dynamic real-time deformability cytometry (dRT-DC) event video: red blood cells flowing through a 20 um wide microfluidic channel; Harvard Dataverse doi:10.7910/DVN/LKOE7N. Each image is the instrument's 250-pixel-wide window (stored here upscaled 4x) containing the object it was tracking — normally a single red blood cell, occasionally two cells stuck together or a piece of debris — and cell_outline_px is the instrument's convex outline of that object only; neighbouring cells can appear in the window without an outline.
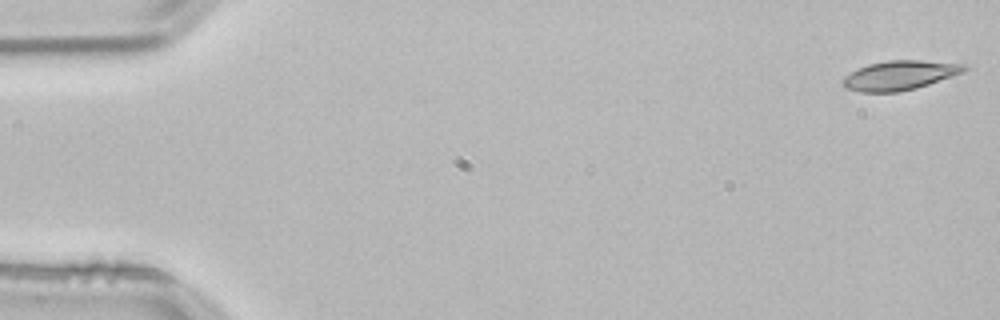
{"species": "common noctule bat (a hibernating species)", "species_latin": "Nyctalus noctula", "temperature_condition": "room temperature", "stored_images_in_passage": 53, "camera_frame_rate_fps": 3000, "um_per_image_px": 0.085, "animal": {"sex": "male", "body_mass_g": 21.5, "forearm_length_mm": 52.0}, "frame": {"image": 1, "passage_image": 1, "time_ms": 0.0, "image_size_px": [1000, 320], "cell_outline_px": [[968, 68], [964, 72], [916, 88], [900, 92], [860, 92], [844, 88], [840, 84], [840, 80], [844, 76], [868, 64], [888, 60], [920, 60], [968, 64]], "centroid_in_image_um": [76.46, 6.4], "position_along_channel_um": 8.5, "area_um2": 20.92}}
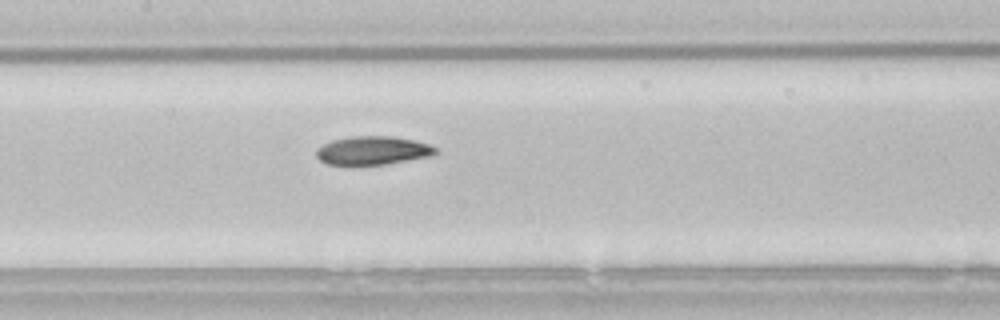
{"frame": {"image": 2, "passage_image": 25, "time_ms": 8.0, "image_size_px": [1000, 320], "cell_outline_px": [[440, 152], [432, 156], [384, 164], [328, 164], [320, 160], [316, 156], [316, 148], [332, 140], [352, 136], [392, 136], [416, 140], [440, 148]], "centroid_in_image_um": [31.75, 12.78], "position_along_channel_um": 175.7, "area_um2": 19.88}}
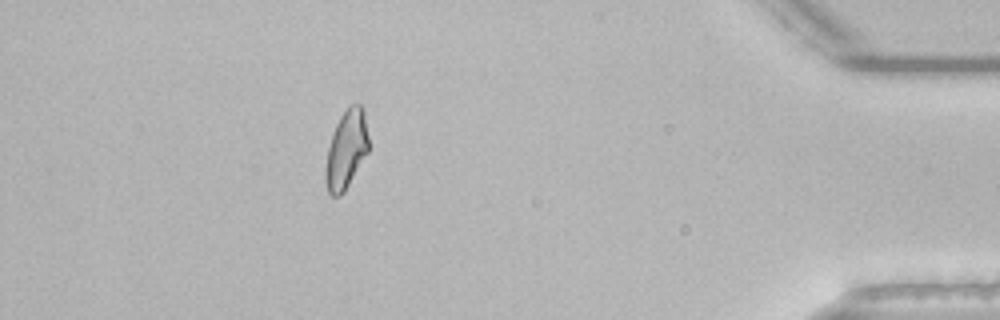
{"frame": {"image": 3, "passage_image": 47, "time_ms": 15.333, "image_size_px": [1000, 320], "cell_outline_px": [[368, 152], [344, 192], [340, 196], [332, 196], [328, 192], [328, 148], [332, 132], [340, 116], [348, 104], [360, 104], [364, 108], [368, 136]], "centroid_in_image_um": [29.49, 12.62], "position_along_channel_um": 405.7, "area_um2": 19.19}, "authors_computed_cell_mechanics": {"area_um2": 20.1144, "velocity_mm_per_s": 3.8399, "shape_relaxation_time_tau1_ms": null, "shape_relaxation_time_tau2_ms": 5.6513, "deformation_change_tau1": null, "deformation_change_tau2": 0.1124}}